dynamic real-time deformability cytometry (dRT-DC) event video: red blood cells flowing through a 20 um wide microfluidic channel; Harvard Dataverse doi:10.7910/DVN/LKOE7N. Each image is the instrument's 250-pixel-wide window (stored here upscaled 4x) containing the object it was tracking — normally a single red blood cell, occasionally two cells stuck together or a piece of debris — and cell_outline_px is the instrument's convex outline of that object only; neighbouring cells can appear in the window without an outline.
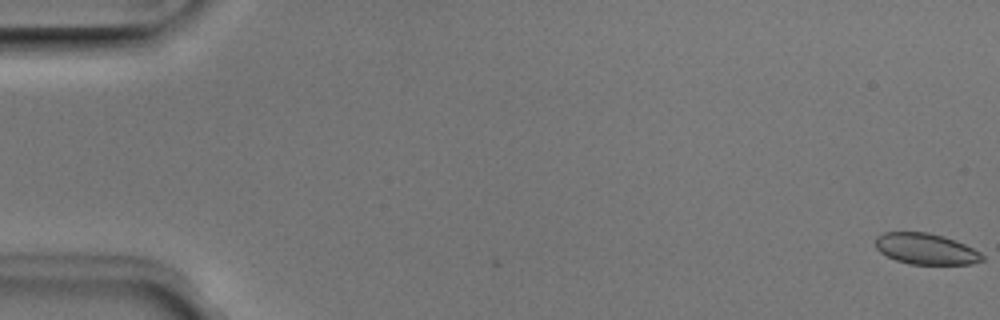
{"species": "Egyptian fruit bat (a non-hibernating species)", "species_latin": "Rousettus aegyptiacus", "temperature_condition": "room temperature", "stored_images_in_passage": 52, "camera_frame_rate_fps": 3000, "um_per_image_px": 0.085, "animal": {"sex": "male"}, "frame": {"image": 1, "passage_image": 1, "time_ms": 0.0, "image_size_px": [1000, 320], "cell_outline_px": [[984, 260], [972, 264], [908, 264], [896, 260], [880, 252], [876, 248], [876, 236], [884, 232], [928, 232], [944, 236], [956, 240], [980, 252], [984, 256]], "centroid_in_image_um": [78.7, 21.15], "position_along_channel_um": 6.3, "area_um2": 19.36}}
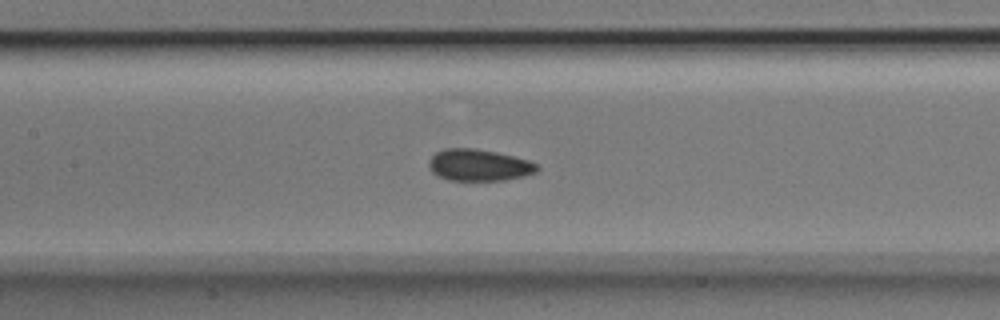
{"frame": {"image": 2, "passage_image": 25, "time_ms": 8.0, "image_size_px": [1000, 320], "cell_outline_px": [[540, 168], [536, 172], [524, 176], [504, 180], [448, 180], [432, 172], [428, 168], [428, 160], [436, 152], [444, 148], [476, 148], [496, 152], [528, 160], [536, 164]], "centroid_in_image_um": [40.68, 14.03], "position_along_channel_um": 166.7, "area_um2": 20.0}}
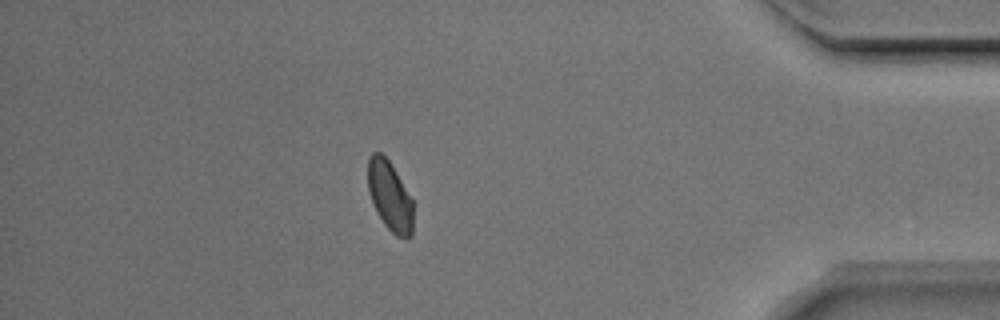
{"frame": {"image": 3, "passage_image": 46, "time_ms": 15.0, "image_size_px": [1000, 320], "cell_outline_px": [[412, 236], [396, 236], [384, 224], [376, 212], [368, 192], [368, 156], [372, 152], [380, 152], [388, 160], [396, 172], [412, 200]], "centroid_in_image_um": [33.1, 16.64], "position_along_channel_um": 402.1, "area_um2": 18.15}, "authors_computed_cell_mechanics": {"area_um2": 19.8832, "velocity_mm_per_s": 3.9348, "shape_relaxation_time_tau1_ms": 2.6519, "shape_relaxation_time_tau2_ms": 1.6335, "deformation_change_tau1": 0.0632, "deformation_change_tau2": 0.06}}